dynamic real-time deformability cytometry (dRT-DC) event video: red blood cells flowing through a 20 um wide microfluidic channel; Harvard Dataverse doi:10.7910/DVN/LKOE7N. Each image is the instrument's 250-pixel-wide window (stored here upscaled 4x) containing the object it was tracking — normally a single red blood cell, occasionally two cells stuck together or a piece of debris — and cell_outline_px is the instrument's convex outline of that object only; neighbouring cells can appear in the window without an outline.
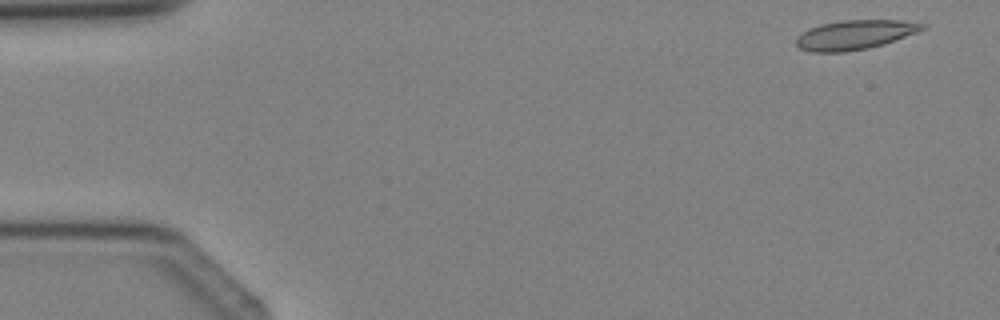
{"species": "Egyptian fruit bat (a non-hibernating species)", "species_latin": "Rousettus aegyptiacus", "temperature_condition": "cold", "stored_images_in_passage": 4, "camera_frame_rate_fps": 3000, "um_per_image_px": 0.085, "animal": {"sex": "female"}, "frame": {"image": 1, "passage_image": 1, "time_ms": 0.0, "image_size_px": [1000, 320], "cell_outline_px": [[928, 28], [868, 48], [844, 52], [812, 52], [800, 48], [796, 44], [796, 36], [808, 28], [820, 24], [840, 20], [900, 20], [928, 24]], "centroid_in_image_um": [72.62, 2.94], "position_along_channel_um": 12.4, "area_um2": 21.5}}